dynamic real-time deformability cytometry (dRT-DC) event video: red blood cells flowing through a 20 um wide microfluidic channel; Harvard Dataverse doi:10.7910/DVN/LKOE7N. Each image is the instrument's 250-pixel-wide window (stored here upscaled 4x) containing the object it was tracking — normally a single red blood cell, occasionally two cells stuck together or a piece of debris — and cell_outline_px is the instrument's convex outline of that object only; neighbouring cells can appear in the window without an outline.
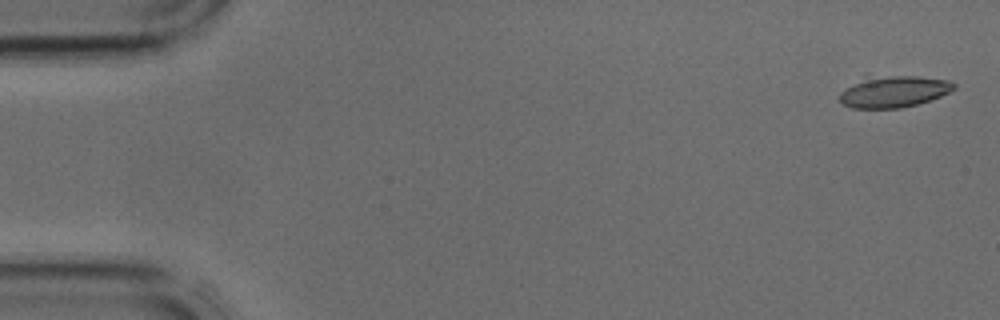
{"species": "common noctule bat (a hibernating species)", "species_latin": "Nyctalus noctula", "temperature_condition": "cold", "stored_images_in_passage": 39, "camera_frame_rate_fps": 3000, "um_per_image_px": 0.085, "animal": {"sex": "male", "body_mass_g": 17.9, "forearm_length_mm": 54.2}, "frame": {"image": 1, "passage_image": 1, "time_ms": 0.0, "image_size_px": [1000, 320], "cell_outline_px": [[956, 88], [940, 96], [916, 104], [900, 108], [852, 108], [844, 104], [840, 100], [840, 92], [868, 72], [916, 76], [948, 80], [956, 84]], "centroid_in_image_um": [75.9, 7.72], "position_along_channel_um": 9.1, "area_um2": 21.73}}
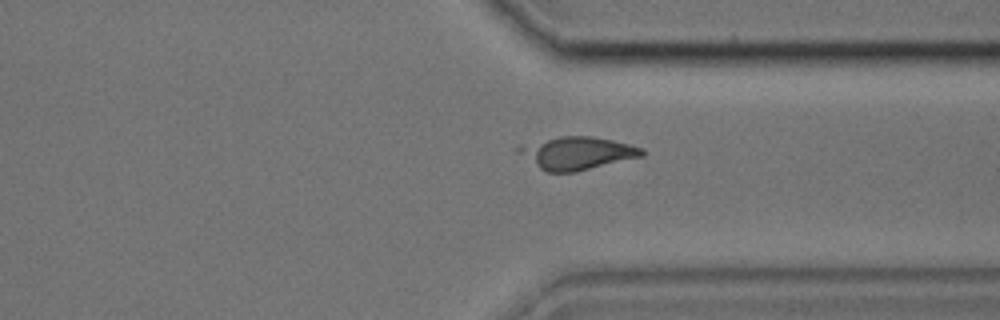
{"frame": {"image": 2, "passage_image": 31, "time_ms": 10.0, "image_size_px": [1000, 320], "cell_outline_px": [[644, 156], [576, 172], [548, 172], [540, 168], [516, 152], [512, 148], [520, 144], [560, 136], [592, 136], [612, 140], [644, 148]], "centroid_in_image_um": [49.01, 13.0], "position_along_channel_um": 362.4, "area_um2": 23.7}}
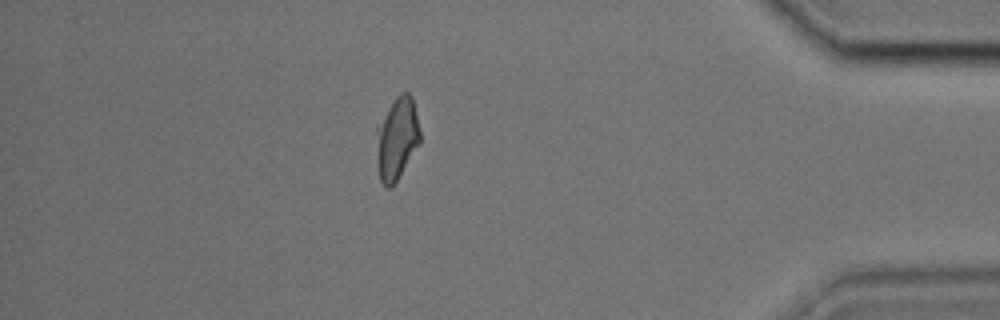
{"frame": {"image": 3, "passage_image": 36, "time_ms": 11.667, "image_size_px": [1000, 320], "cell_outline_px": [[420, 144], [396, 180], [388, 188], [380, 180], [376, 160], [376, 128], [388, 108], [396, 96], [400, 92], [408, 92], [412, 96], [420, 128]], "centroid_in_image_um": [33.74, 11.74], "position_along_channel_um": 401.5, "area_um2": 20.92}}